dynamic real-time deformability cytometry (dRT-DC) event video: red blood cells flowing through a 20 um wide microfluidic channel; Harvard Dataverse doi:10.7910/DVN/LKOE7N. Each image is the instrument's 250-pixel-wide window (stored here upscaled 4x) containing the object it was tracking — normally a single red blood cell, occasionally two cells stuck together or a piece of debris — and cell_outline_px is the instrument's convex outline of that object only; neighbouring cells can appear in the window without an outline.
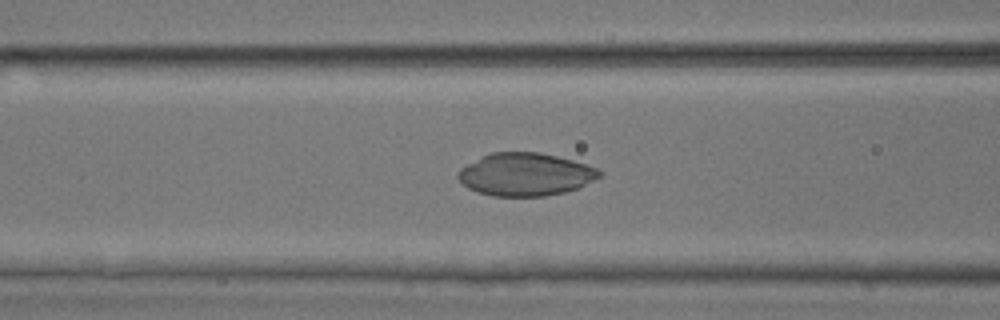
{"species": "common noctule bat (a hibernating species)", "species_latin": "Nyctalus noctula", "temperature_condition": "room temperature", "stored_images_in_passage": 44, "camera_frame_rate_fps": 3000, "um_per_image_px": 0.085, "animal": {"sex": "male", "body_mass_g": 17.9, "forearm_length_mm": 54.2}, "frame": {"image": 1, "passage_image": 21, "time_ms": 6.667, "image_size_px": [1000, 320], "cell_outline_px": [[604, 172], [600, 176], [576, 188], [564, 192], [544, 196], [492, 196], [468, 188], [456, 176], [460, 168], [492, 152], [540, 152], [572, 160], [596, 168]], "centroid_in_image_um": [44.65, 14.82], "position_along_channel_um": 122.0, "area_um2": 34.8}}
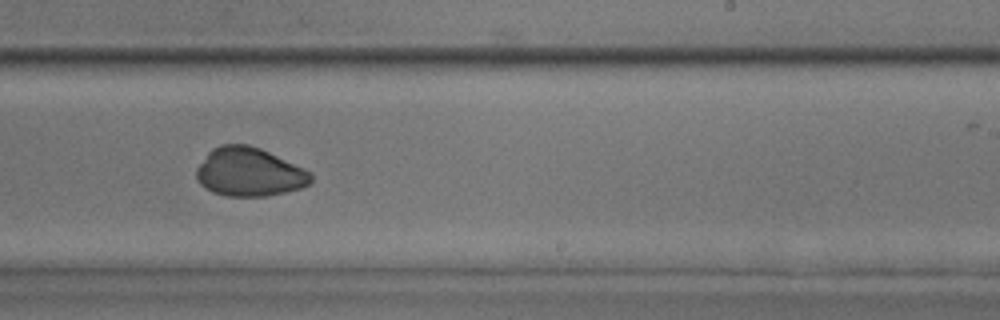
{"frame": {"image": 2, "passage_image": 32, "time_ms": 10.333, "image_size_px": [1000, 320], "cell_outline_px": [[312, 184], [300, 188], [268, 196], [228, 196], [212, 192], [200, 184], [196, 180], [196, 168], [208, 152], [212, 148], [220, 144], [248, 144], [260, 148], [304, 168], [312, 172]], "centroid_in_image_um": [21.18, 14.62], "position_along_channel_um": 267.8, "area_um2": 32.66}}
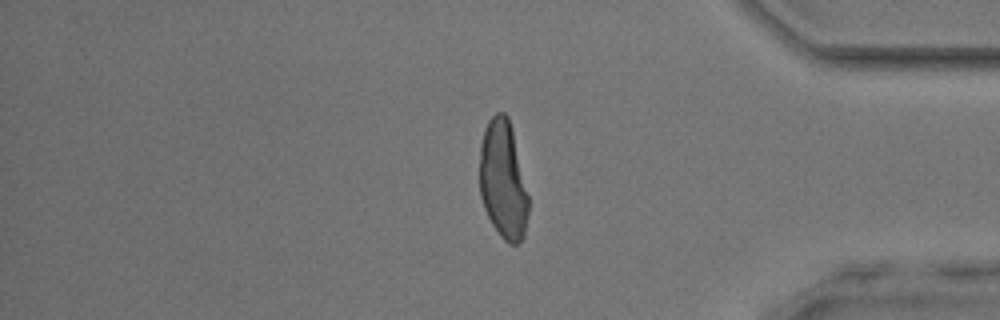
{"frame": {"image": 3, "passage_image": 43, "time_ms": 14.0, "image_size_px": [1000, 320], "cell_outline_px": [[528, 216], [524, 236], [516, 244], [508, 244], [500, 236], [492, 224], [484, 208], [480, 196], [480, 144], [484, 128], [488, 120], [496, 112], [504, 112], [508, 116], [528, 196]], "centroid_in_image_um": [42.74, 15.32], "position_along_channel_um": 392.5, "area_um2": 33.47}}